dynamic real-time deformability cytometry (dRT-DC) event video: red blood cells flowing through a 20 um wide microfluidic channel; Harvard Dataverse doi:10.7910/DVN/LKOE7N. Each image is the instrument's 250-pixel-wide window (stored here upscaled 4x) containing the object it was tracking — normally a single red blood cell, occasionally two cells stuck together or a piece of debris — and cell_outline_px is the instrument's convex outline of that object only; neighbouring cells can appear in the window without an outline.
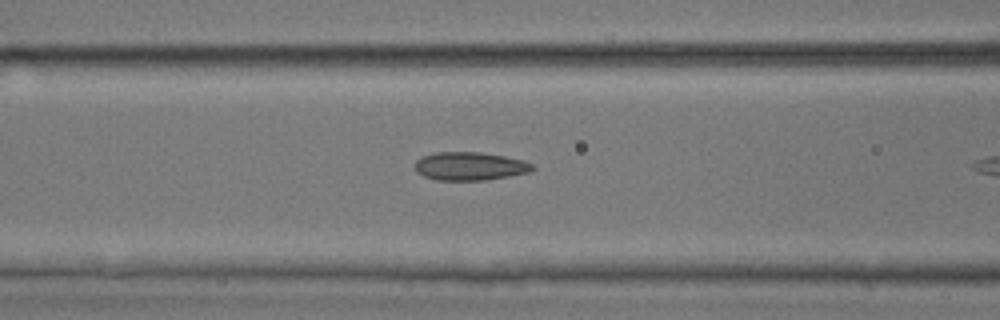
{"species": "common noctule bat (a hibernating species)", "species_latin": "Nyctalus noctula", "temperature_condition": "room temperature", "stored_images_in_passage": 31, "camera_frame_rate_fps": 3000, "um_per_image_px": 0.085, "animal": {"sex": "male", "body_mass_g": 17.9, "forearm_length_mm": 54.2}, "frame": {"image": 1, "passage_image": 15, "time_ms": 4.667, "image_size_px": [1000, 320], "cell_outline_px": [[536, 168], [528, 172], [488, 180], [436, 180], [424, 176], [416, 172], [416, 160], [420, 156], [436, 152], [480, 152], [504, 156], [524, 160], [532, 164]], "centroid_in_image_um": [39.93, 14.12], "position_along_channel_um": 126.7, "area_um2": 19.42}}
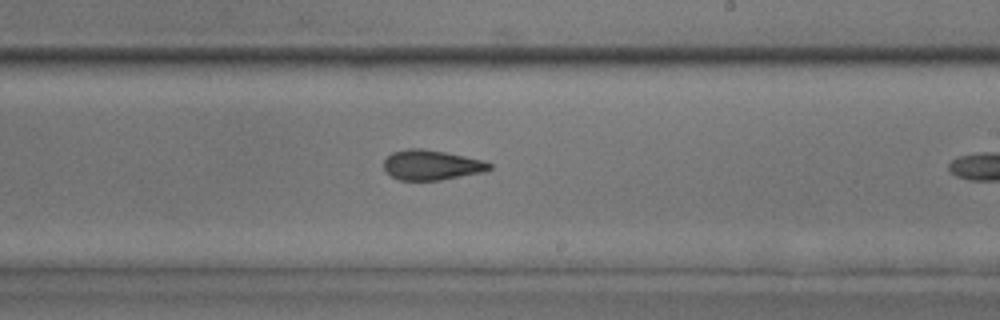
{"frame": {"image": 2, "passage_image": 24, "time_ms": 7.667, "image_size_px": [1000, 320], "cell_outline_px": [[492, 168], [484, 172], [440, 180], [400, 180], [392, 176], [384, 168], [384, 160], [392, 152], [408, 148], [420, 148], [444, 152], [480, 160], [492, 164]], "centroid_in_image_um": [36.66, 14.03], "position_along_channel_um": 252.3, "area_um2": 18.21}}
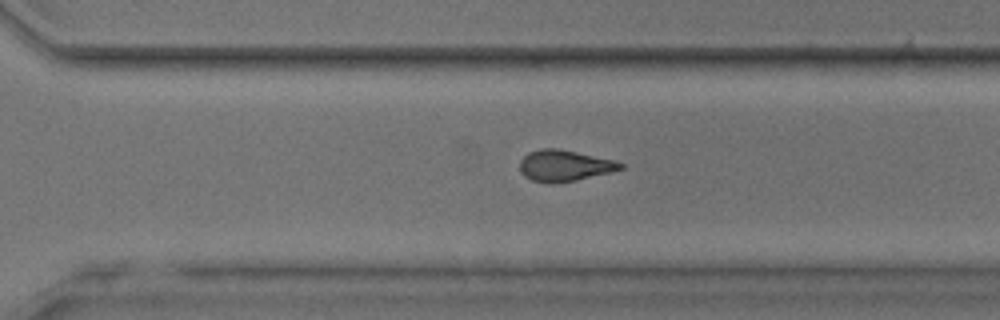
{"frame": {"image": 3, "passage_image": 29, "time_ms": 9.333, "image_size_px": [1000, 320], "cell_outline_px": [[624, 168], [612, 172], [576, 180], [532, 180], [524, 176], [520, 168], [520, 160], [528, 152], [540, 148], [556, 148], [616, 160], [624, 164]], "centroid_in_image_um": [48.02, 14.03], "position_along_channel_um": 322.6, "area_um2": 17.74}}